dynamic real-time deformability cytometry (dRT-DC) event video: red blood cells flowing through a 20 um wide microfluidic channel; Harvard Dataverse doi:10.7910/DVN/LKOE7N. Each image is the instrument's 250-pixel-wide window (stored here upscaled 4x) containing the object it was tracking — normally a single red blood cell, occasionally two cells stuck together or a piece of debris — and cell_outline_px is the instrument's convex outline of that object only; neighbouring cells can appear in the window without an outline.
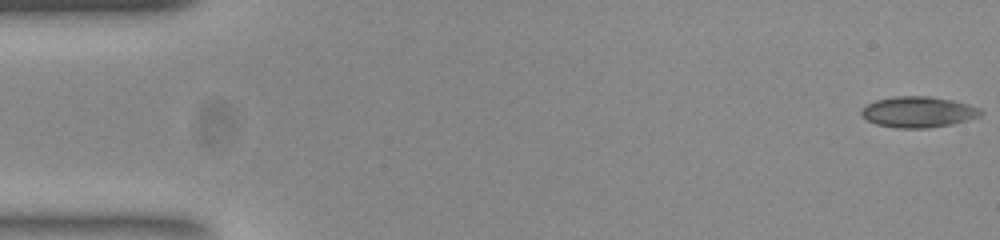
{"species": "common noctule bat (a hibernating species)", "species_latin": "Nyctalus noctula", "temperature_condition": "room temperature", "stored_images_in_passage": 52, "camera_frame_rate_fps": 3000, "um_per_image_px": 0.085, "animal": {"sex": "female", "body_mass_g": 23.0, "forearm_length_mm": 53.4}, "frame": {"image": 1, "passage_image": 1, "time_ms": 0.0, "image_size_px": [1000, 240], "cell_outline_px": [[984, 112], [980, 116], [952, 124], [928, 128], [896, 128], [876, 124], [868, 120], [860, 112], [868, 104], [876, 100], [896, 96], [928, 96], [952, 100], [968, 104], [980, 108]], "centroid_in_image_um": [78.08, 9.52], "position_along_channel_um": 6.9, "area_um2": 21.33}}
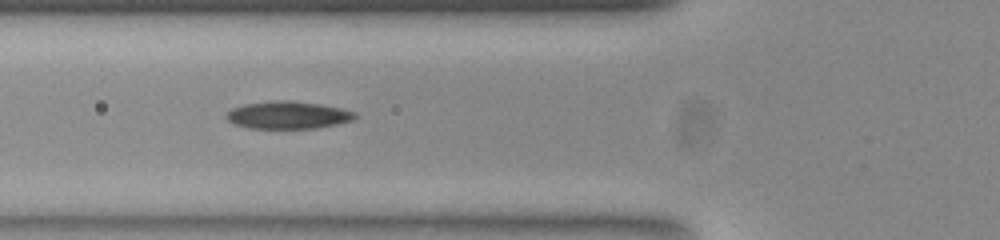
{"frame": {"image": 2, "passage_image": 19, "time_ms": 6.0, "image_size_px": [1000, 240], "cell_outline_px": [[356, 116], [352, 120], [336, 124], [316, 128], [248, 128], [236, 124], [228, 120], [224, 116], [232, 108], [244, 104], [272, 100], [292, 100], [320, 104], [340, 108], [356, 112]], "centroid_in_image_um": [24.46, 9.77], "position_along_channel_um": 101.3, "area_um2": 20.58}}
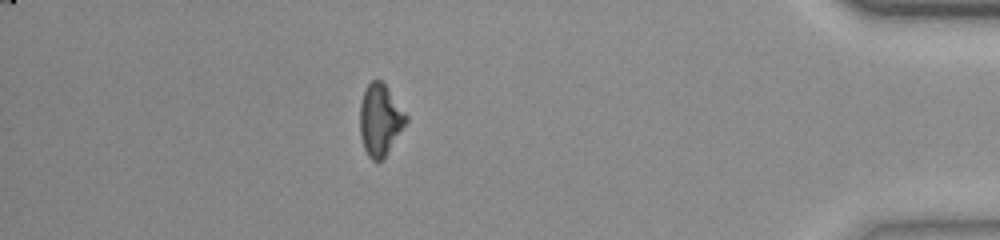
{"frame": {"image": 3, "passage_image": 46, "time_ms": 15.0, "image_size_px": [1000, 240], "cell_outline_px": [[408, 120], [384, 156], [380, 160], [372, 160], [368, 156], [364, 148], [360, 136], [360, 100], [368, 84], [372, 80], [380, 80], [384, 84], [408, 116]], "centroid_in_image_um": [32.28, 10.17], "position_along_channel_um": 402.9, "area_um2": 18.79}, "authors_computed_cell_mechanics": {"area_um2": 20.4612, "velocity_mm_per_s": 3.8817, "shape_relaxation_time_tau1_ms": 5.9399, "shape_relaxation_time_tau2_ms": 8.2956, "deformation_change_tau1": 0.1398, "deformation_change_tau2": 0.174}}